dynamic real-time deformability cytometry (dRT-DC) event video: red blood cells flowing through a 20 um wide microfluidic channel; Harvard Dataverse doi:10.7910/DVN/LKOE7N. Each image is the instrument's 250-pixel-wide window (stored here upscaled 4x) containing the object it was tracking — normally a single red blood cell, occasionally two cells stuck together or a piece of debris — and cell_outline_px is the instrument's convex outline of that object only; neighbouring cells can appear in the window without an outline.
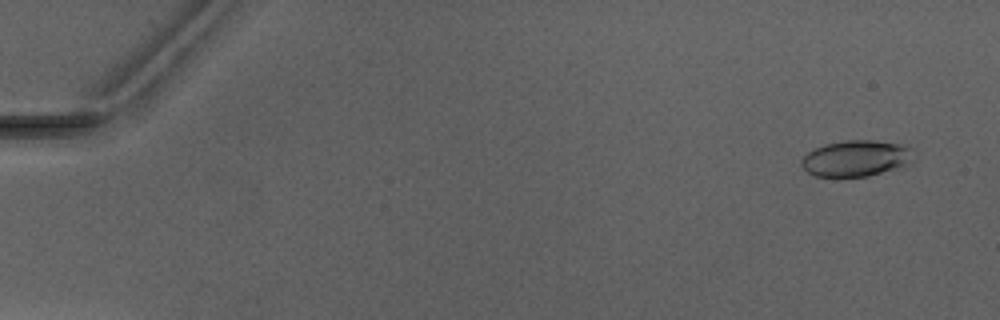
{"species": "Egyptian fruit bat (a non-hibernating species)", "species_latin": "Rousettus aegyptiacus", "temperature_condition": "warm", "stored_images_in_passage": 6, "camera_frame_rate_fps": 3000, "um_per_image_px": 0.085, "animal": {"sex": "male"}, "frame": {"image": 1, "passage_image": 1, "time_ms": 0.0, "image_size_px": [1000, 320], "cell_outline_px": [[912, 160], [904, 168], [868, 176], [836, 180], [816, 176], [808, 172], [800, 164], [800, 160], [808, 152], [824, 144], [844, 140], [872, 140], [908, 144], [912, 148]], "centroid_in_image_um": [72.79, 13.5], "position_along_channel_um": 12.2, "area_um2": 24.74}}